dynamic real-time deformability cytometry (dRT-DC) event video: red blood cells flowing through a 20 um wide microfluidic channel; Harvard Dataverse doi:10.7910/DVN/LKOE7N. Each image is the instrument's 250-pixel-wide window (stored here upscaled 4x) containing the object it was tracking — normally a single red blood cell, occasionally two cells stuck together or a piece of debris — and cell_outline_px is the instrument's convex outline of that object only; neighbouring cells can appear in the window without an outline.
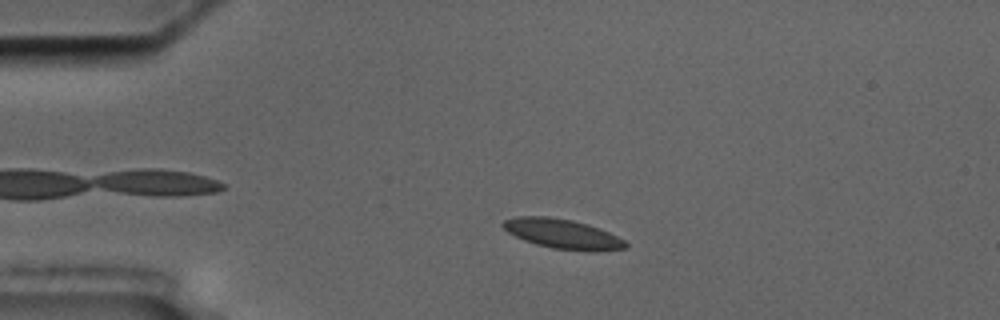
{"species": "common noctule bat (a hibernating species)", "species_latin": "Nyctalus noctula", "temperature_condition": "cold", "stored_images_in_passage": 41, "camera_frame_rate_fps": 3000, "um_per_image_px": 0.085, "animal": {"sex": "male", "body_mass_g": 17.5, "forearm_length_mm": 52.3}, "frame": {"image": 1, "passage_image": 9, "time_ms": 2.667, "image_size_px": [1000, 320], "cell_outline_px": [[628, 244], [624, 248], [596, 252], [588, 252], [552, 248], [536, 244], [524, 240], [508, 232], [500, 224], [504, 220], [516, 216], [548, 216], [572, 220], [588, 224], [608, 232], [624, 240]], "centroid_in_image_um": [47.81, 19.88], "position_along_channel_um": 37.2, "area_um2": 21.21}}
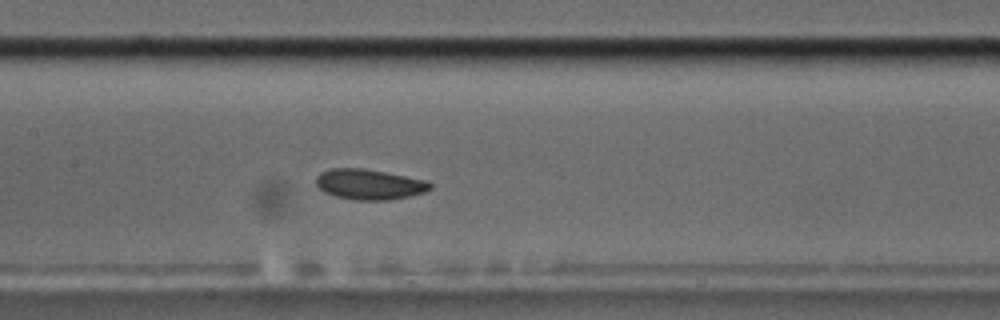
{"frame": {"image": 2, "passage_image": 24, "time_ms": 7.667, "image_size_px": [1000, 320], "cell_outline_px": [[432, 188], [424, 192], [408, 196], [388, 200], [352, 200], [336, 196], [324, 192], [316, 184], [316, 176], [320, 172], [332, 168], [364, 168], [428, 180], [432, 184]], "centroid_in_image_um": [31.39, 15.66], "position_along_channel_um": 176.0, "area_um2": 20.29}}
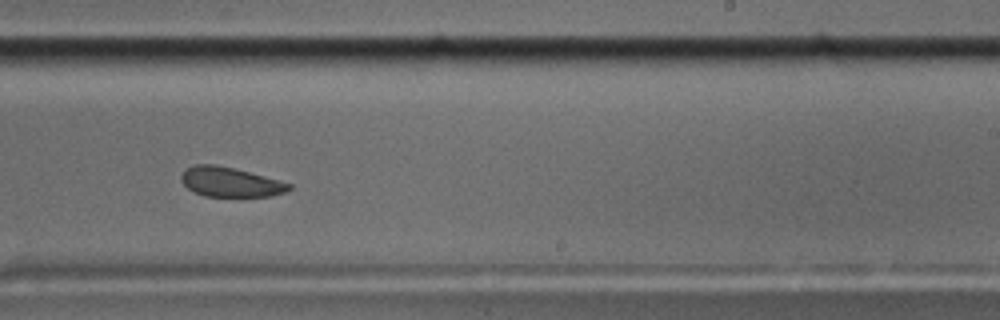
{"frame": {"image": 3, "passage_image": 32, "time_ms": 10.333, "image_size_px": [1000, 320], "cell_outline_px": [[292, 188], [284, 192], [272, 196], [204, 196], [188, 188], [180, 180], [180, 176], [184, 168], [196, 164], [216, 164], [264, 176], [292, 184]], "centroid_in_image_um": [19.54, 15.46], "position_along_channel_um": 269.5, "area_um2": 18.5}, "authors_computed_cell_mechanics": {"area_um2": 19.9988, "velocity_mm_per_s": 3.5098, "shape_relaxation_time_tau1_ms": 7.5658, "shape_relaxation_time_tau2_ms": 5.991, "deformation_change_tau1": 0.1339, "deformation_change_tau2": 0.1215}}